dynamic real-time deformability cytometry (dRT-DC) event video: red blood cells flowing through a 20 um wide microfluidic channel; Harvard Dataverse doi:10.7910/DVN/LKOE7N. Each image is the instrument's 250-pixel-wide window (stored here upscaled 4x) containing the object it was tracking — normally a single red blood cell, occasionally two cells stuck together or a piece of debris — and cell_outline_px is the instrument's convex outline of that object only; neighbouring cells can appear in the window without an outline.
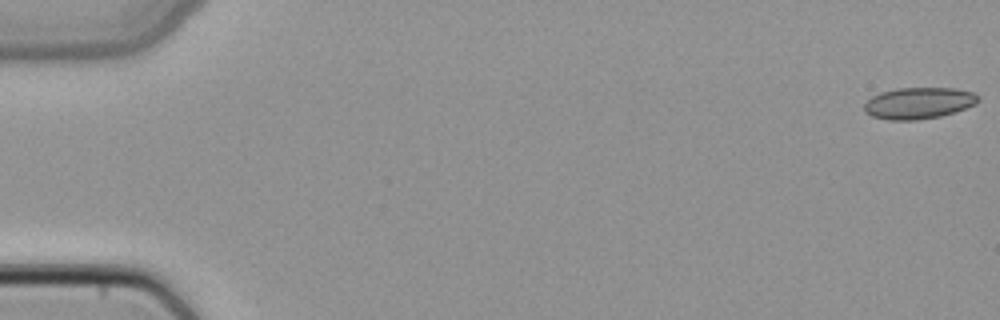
{"species": "common noctule bat (a hibernating species)", "species_latin": "Nyctalus noctula", "temperature_condition": "cold", "stored_images_in_passage": 5, "camera_frame_rate_fps": 3000, "um_per_image_px": 0.085, "animal": {"sex": "female", "body_mass_g": 22.7, "forearm_length_mm": 54.2}, "frame": {"image": 1, "passage_image": 1, "time_ms": 0.0, "image_size_px": [1000, 320], "cell_outline_px": [[980, 100], [976, 104], [940, 116], [916, 120], [888, 120], [872, 116], [864, 112], [864, 104], [872, 96], [880, 92], [896, 88], [956, 88], [972, 92], [980, 96]], "centroid_in_image_um": [78.07, 8.75], "position_along_channel_um": 6.9, "area_um2": 20.92}}
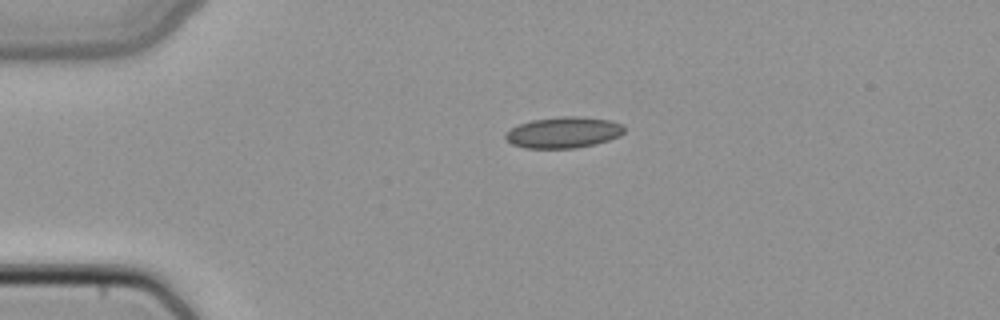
{"frame": {"image": 2, "passage_image": 4, "time_ms": 1.0, "image_size_px": [1000, 320], "cell_outline_px": [[624, 132], [620, 136], [596, 144], [576, 148], [524, 148], [512, 144], [504, 136], [512, 128], [520, 124], [532, 120], [560, 116], [576, 116], [612, 120], [624, 124]], "centroid_in_image_um": [47.95, 11.25], "position_along_channel_um": 37.1, "area_um2": 21.56}}